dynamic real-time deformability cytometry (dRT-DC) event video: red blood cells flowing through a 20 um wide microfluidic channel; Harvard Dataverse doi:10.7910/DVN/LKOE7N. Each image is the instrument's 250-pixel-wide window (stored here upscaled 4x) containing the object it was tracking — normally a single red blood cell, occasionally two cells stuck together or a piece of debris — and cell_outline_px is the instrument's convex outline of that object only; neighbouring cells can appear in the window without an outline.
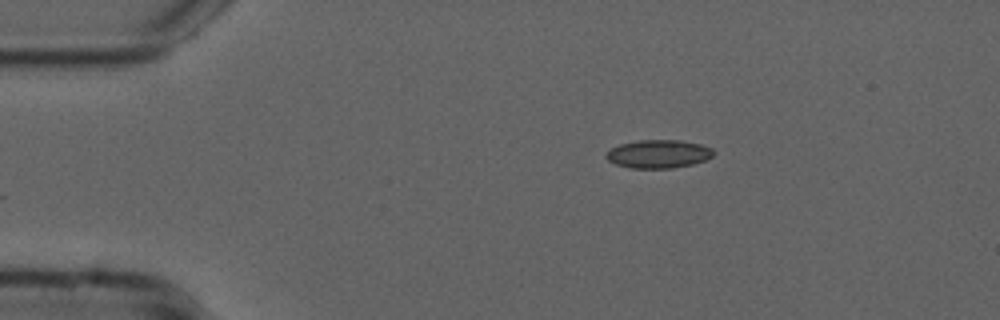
{"species": "common noctule bat (a hibernating species)", "species_latin": "Nyctalus noctula", "temperature_condition": "cold", "stored_images_in_passage": 39, "camera_frame_rate_fps": 3000, "um_per_image_px": 0.085, "animal": {"sex": "male", "forearm_length_mm": 52.5}, "frame": {"image": 1, "passage_image": 1, "time_ms": 0.0, "image_size_px": [1000, 320], "cell_outline_px": [[716, 152], [712, 156], [704, 160], [692, 164], [672, 168], [632, 168], [616, 164], [608, 160], [604, 156], [612, 148], [620, 144], [640, 140], [680, 140], [700, 144], [712, 148]], "centroid_in_image_um": [55.98, 13.08], "position_along_channel_um": 29.0, "area_um2": 17.57}}
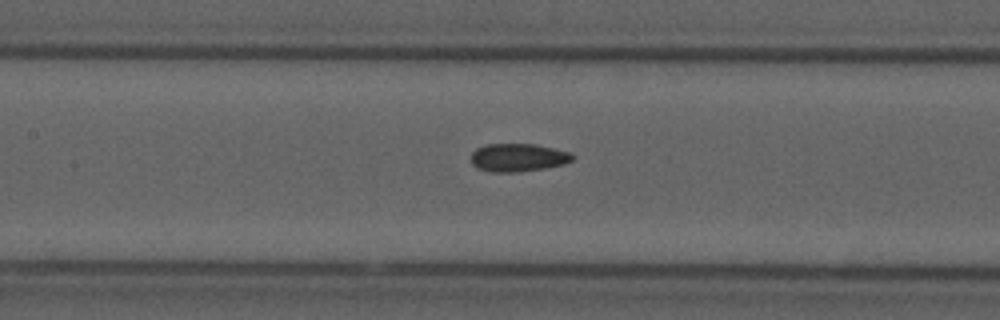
{"frame": {"image": 2, "passage_image": 16, "time_ms": 5.0, "image_size_px": [1000, 320], "cell_outline_px": [[576, 156], [572, 160], [564, 164], [544, 168], [520, 172], [492, 172], [476, 168], [472, 164], [472, 152], [476, 148], [484, 144], [536, 144], [572, 152]], "centroid_in_image_um": [44.05, 13.39], "position_along_channel_um": 163.3, "area_um2": 16.82}}
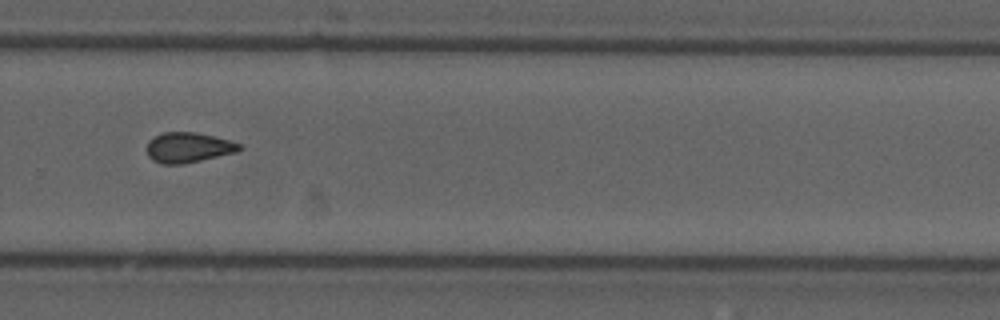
{"frame": {"image": 3, "passage_image": 28, "time_ms": 9.0, "image_size_px": [1000, 320], "cell_outline_px": [[244, 148], [236, 152], [184, 164], [164, 164], [152, 160], [148, 156], [148, 140], [164, 132], [196, 132], [228, 140], [240, 144]], "centroid_in_image_um": [16.01, 12.54], "position_along_channel_um": 313.8, "area_um2": 16.13}, "authors_computed_cell_mechanics": {"area_um2": 16.3574, "velocity_mm_per_s": 3.7801, "shape_relaxation_time_tau1_ms": null, "shape_relaxation_time_tau2_ms": 2.3966, "deformation_change_tau1": null, "deformation_change_tau2": 0.0916}}